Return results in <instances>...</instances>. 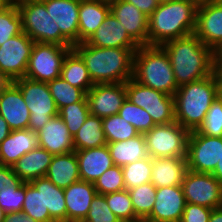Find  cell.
I'll return each mask as SVG.
<instances>
[{
    "mask_svg": "<svg viewBox=\"0 0 222 222\" xmlns=\"http://www.w3.org/2000/svg\"><path fill=\"white\" fill-rule=\"evenodd\" d=\"M161 46L169 56L178 87L210 76L216 70L215 53L194 33Z\"/></svg>",
    "mask_w": 222,
    "mask_h": 222,
    "instance_id": "cell-1",
    "label": "cell"
},
{
    "mask_svg": "<svg viewBox=\"0 0 222 222\" xmlns=\"http://www.w3.org/2000/svg\"><path fill=\"white\" fill-rule=\"evenodd\" d=\"M47 85L58 110L67 105L81 102L86 97V93L82 89L70 85L61 77L47 82Z\"/></svg>",
    "mask_w": 222,
    "mask_h": 222,
    "instance_id": "cell-35",
    "label": "cell"
},
{
    "mask_svg": "<svg viewBox=\"0 0 222 222\" xmlns=\"http://www.w3.org/2000/svg\"><path fill=\"white\" fill-rule=\"evenodd\" d=\"M24 182L18 177L11 166L0 167V191L11 186H21Z\"/></svg>",
    "mask_w": 222,
    "mask_h": 222,
    "instance_id": "cell-47",
    "label": "cell"
},
{
    "mask_svg": "<svg viewBox=\"0 0 222 222\" xmlns=\"http://www.w3.org/2000/svg\"><path fill=\"white\" fill-rule=\"evenodd\" d=\"M45 177L63 189L81 180L76 152L54 155Z\"/></svg>",
    "mask_w": 222,
    "mask_h": 222,
    "instance_id": "cell-28",
    "label": "cell"
},
{
    "mask_svg": "<svg viewBox=\"0 0 222 222\" xmlns=\"http://www.w3.org/2000/svg\"><path fill=\"white\" fill-rule=\"evenodd\" d=\"M72 48L54 43L35 42L25 77L46 83L61 77L64 58Z\"/></svg>",
    "mask_w": 222,
    "mask_h": 222,
    "instance_id": "cell-10",
    "label": "cell"
},
{
    "mask_svg": "<svg viewBox=\"0 0 222 222\" xmlns=\"http://www.w3.org/2000/svg\"><path fill=\"white\" fill-rule=\"evenodd\" d=\"M61 78L70 85L82 89L85 93L94 85L83 59L73 48L64 58Z\"/></svg>",
    "mask_w": 222,
    "mask_h": 222,
    "instance_id": "cell-30",
    "label": "cell"
},
{
    "mask_svg": "<svg viewBox=\"0 0 222 222\" xmlns=\"http://www.w3.org/2000/svg\"><path fill=\"white\" fill-rule=\"evenodd\" d=\"M11 129L5 119L0 115V144L11 133Z\"/></svg>",
    "mask_w": 222,
    "mask_h": 222,
    "instance_id": "cell-50",
    "label": "cell"
},
{
    "mask_svg": "<svg viewBox=\"0 0 222 222\" xmlns=\"http://www.w3.org/2000/svg\"><path fill=\"white\" fill-rule=\"evenodd\" d=\"M34 43L22 32L0 45V71L11 82L25 77Z\"/></svg>",
    "mask_w": 222,
    "mask_h": 222,
    "instance_id": "cell-13",
    "label": "cell"
},
{
    "mask_svg": "<svg viewBox=\"0 0 222 222\" xmlns=\"http://www.w3.org/2000/svg\"><path fill=\"white\" fill-rule=\"evenodd\" d=\"M212 209L186 203L180 222H209Z\"/></svg>",
    "mask_w": 222,
    "mask_h": 222,
    "instance_id": "cell-46",
    "label": "cell"
},
{
    "mask_svg": "<svg viewBox=\"0 0 222 222\" xmlns=\"http://www.w3.org/2000/svg\"><path fill=\"white\" fill-rule=\"evenodd\" d=\"M0 115L12 131L29 129L30 112L20 88L14 82L0 92Z\"/></svg>",
    "mask_w": 222,
    "mask_h": 222,
    "instance_id": "cell-17",
    "label": "cell"
},
{
    "mask_svg": "<svg viewBox=\"0 0 222 222\" xmlns=\"http://www.w3.org/2000/svg\"><path fill=\"white\" fill-rule=\"evenodd\" d=\"M39 145L53 155L66 154L75 151L73 137L68 131L63 119L56 115L36 132Z\"/></svg>",
    "mask_w": 222,
    "mask_h": 222,
    "instance_id": "cell-21",
    "label": "cell"
},
{
    "mask_svg": "<svg viewBox=\"0 0 222 222\" xmlns=\"http://www.w3.org/2000/svg\"><path fill=\"white\" fill-rule=\"evenodd\" d=\"M123 179L126 189H132L151 182L152 158L146 157L122 167Z\"/></svg>",
    "mask_w": 222,
    "mask_h": 222,
    "instance_id": "cell-37",
    "label": "cell"
},
{
    "mask_svg": "<svg viewBox=\"0 0 222 222\" xmlns=\"http://www.w3.org/2000/svg\"><path fill=\"white\" fill-rule=\"evenodd\" d=\"M136 6L142 13L149 17L157 8L156 0H125Z\"/></svg>",
    "mask_w": 222,
    "mask_h": 222,
    "instance_id": "cell-48",
    "label": "cell"
},
{
    "mask_svg": "<svg viewBox=\"0 0 222 222\" xmlns=\"http://www.w3.org/2000/svg\"><path fill=\"white\" fill-rule=\"evenodd\" d=\"M21 91L30 112L29 129L39 131L50 119L58 115V109L46 82L27 77L13 81Z\"/></svg>",
    "mask_w": 222,
    "mask_h": 222,
    "instance_id": "cell-8",
    "label": "cell"
},
{
    "mask_svg": "<svg viewBox=\"0 0 222 222\" xmlns=\"http://www.w3.org/2000/svg\"><path fill=\"white\" fill-rule=\"evenodd\" d=\"M1 166H4V162H3V156H2L1 147H0V167Z\"/></svg>",
    "mask_w": 222,
    "mask_h": 222,
    "instance_id": "cell-59",
    "label": "cell"
},
{
    "mask_svg": "<svg viewBox=\"0 0 222 222\" xmlns=\"http://www.w3.org/2000/svg\"><path fill=\"white\" fill-rule=\"evenodd\" d=\"M181 186L186 203L210 209L222 206V184L210 173L188 170Z\"/></svg>",
    "mask_w": 222,
    "mask_h": 222,
    "instance_id": "cell-11",
    "label": "cell"
},
{
    "mask_svg": "<svg viewBox=\"0 0 222 222\" xmlns=\"http://www.w3.org/2000/svg\"><path fill=\"white\" fill-rule=\"evenodd\" d=\"M25 200V182L0 191V207L6 212H22Z\"/></svg>",
    "mask_w": 222,
    "mask_h": 222,
    "instance_id": "cell-45",
    "label": "cell"
},
{
    "mask_svg": "<svg viewBox=\"0 0 222 222\" xmlns=\"http://www.w3.org/2000/svg\"><path fill=\"white\" fill-rule=\"evenodd\" d=\"M94 186L97 194L101 195L125 190L122 167H110L94 182Z\"/></svg>",
    "mask_w": 222,
    "mask_h": 222,
    "instance_id": "cell-42",
    "label": "cell"
},
{
    "mask_svg": "<svg viewBox=\"0 0 222 222\" xmlns=\"http://www.w3.org/2000/svg\"><path fill=\"white\" fill-rule=\"evenodd\" d=\"M105 145H107V141L103 131L102 118L89 114L85 123L73 137L75 151Z\"/></svg>",
    "mask_w": 222,
    "mask_h": 222,
    "instance_id": "cell-32",
    "label": "cell"
},
{
    "mask_svg": "<svg viewBox=\"0 0 222 222\" xmlns=\"http://www.w3.org/2000/svg\"><path fill=\"white\" fill-rule=\"evenodd\" d=\"M106 202L111 211L121 222H138L132 206L131 197L127 189L105 194Z\"/></svg>",
    "mask_w": 222,
    "mask_h": 222,
    "instance_id": "cell-40",
    "label": "cell"
},
{
    "mask_svg": "<svg viewBox=\"0 0 222 222\" xmlns=\"http://www.w3.org/2000/svg\"><path fill=\"white\" fill-rule=\"evenodd\" d=\"M3 162L13 166L22 156L35 148H39V138L30 129L13 130L0 144Z\"/></svg>",
    "mask_w": 222,
    "mask_h": 222,
    "instance_id": "cell-26",
    "label": "cell"
},
{
    "mask_svg": "<svg viewBox=\"0 0 222 222\" xmlns=\"http://www.w3.org/2000/svg\"><path fill=\"white\" fill-rule=\"evenodd\" d=\"M118 115L133 125L139 134L150 131L156 124L148 112L126 99L120 108Z\"/></svg>",
    "mask_w": 222,
    "mask_h": 222,
    "instance_id": "cell-39",
    "label": "cell"
},
{
    "mask_svg": "<svg viewBox=\"0 0 222 222\" xmlns=\"http://www.w3.org/2000/svg\"><path fill=\"white\" fill-rule=\"evenodd\" d=\"M53 154L41 147L35 148L22 156L12 167L23 182L45 177Z\"/></svg>",
    "mask_w": 222,
    "mask_h": 222,
    "instance_id": "cell-27",
    "label": "cell"
},
{
    "mask_svg": "<svg viewBox=\"0 0 222 222\" xmlns=\"http://www.w3.org/2000/svg\"><path fill=\"white\" fill-rule=\"evenodd\" d=\"M219 96L222 98V77H218Z\"/></svg>",
    "mask_w": 222,
    "mask_h": 222,
    "instance_id": "cell-57",
    "label": "cell"
},
{
    "mask_svg": "<svg viewBox=\"0 0 222 222\" xmlns=\"http://www.w3.org/2000/svg\"><path fill=\"white\" fill-rule=\"evenodd\" d=\"M149 157H183L187 158L190 131L177 121L169 124L155 125L143 134Z\"/></svg>",
    "mask_w": 222,
    "mask_h": 222,
    "instance_id": "cell-7",
    "label": "cell"
},
{
    "mask_svg": "<svg viewBox=\"0 0 222 222\" xmlns=\"http://www.w3.org/2000/svg\"><path fill=\"white\" fill-rule=\"evenodd\" d=\"M6 212L0 207V222H3L5 219Z\"/></svg>",
    "mask_w": 222,
    "mask_h": 222,
    "instance_id": "cell-58",
    "label": "cell"
},
{
    "mask_svg": "<svg viewBox=\"0 0 222 222\" xmlns=\"http://www.w3.org/2000/svg\"><path fill=\"white\" fill-rule=\"evenodd\" d=\"M73 49L83 59L94 84L125 83L133 77V56L138 48H100L81 42Z\"/></svg>",
    "mask_w": 222,
    "mask_h": 222,
    "instance_id": "cell-2",
    "label": "cell"
},
{
    "mask_svg": "<svg viewBox=\"0 0 222 222\" xmlns=\"http://www.w3.org/2000/svg\"><path fill=\"white\" fill-rule=\"evenodd\" d=\"M194 3L197 7L204 5L205 3L211 1V0H184Z\"/></svg>",
    "mask_w": 222,
    "mask_h": 222,
    "instance_id": "cell-56",
    "label": "cell"
},
{
    "mask_svg": "<svg viewBox=\"0 0 222 222\" xmlns=\"http://www.w3.org/2000/svg\"><path fill=\"white\" fill-rule=\"evenodd\" d=\"M132 78L170 96L178 89L169 56L161 45L139 46L133 56Z\"/></svg>",
    "mask_w": 222,
    "mask_h": 222,
    "instance_id": "cell-5",
    "label": "cell"
},
{
    "mask_svg": "<svg viewBox=\"0 0 222 222\" xmlns=\"http://www.w3.org/2000/svg\"><path fill=\"white\" fill-rule=\"evenodd\" d=\"M127 99L146 110L156 125L175 121L174 96L144 86L131 78L125 82Z\"/></svg>",
    "mask_w": 222,
    "mask_h": 222,
    "instance_id": "cell-9",
    "label": "cell"
},
{
    "mask_svg": "<svg viewBox=\"0 0 222 222\" xmlns=\"http://www.w3.org/2000/svg\"><path fill=\"white\" fill-rule=\"evenodd\" d=\"M194 34L214 53L222 48L221 0H211L198 7Z\"/></svg>",
    "mask_w": 222,
    "mask_h": 222,
    "instance_id": "cell-15",
    "label": "cell"
},
{
    "mask_svg": "<svg viewBox=\"0 0 222 222\" xmlns=\"http://www.w3.org/2000/svg\"><path fill=\"white\" fill-rule=\"evenodd\" d=\"M110 13L107 0H81L79 7L78 43L86 42Z\"/></svg>",
    "mask_w": 222,
    "mask_h": 222,
    "instance_id": "cell-25",
    "label": "cell"
},
{
    "mask_svg": "<svg viewBox=\"0 0 222 222\" xmlns=\"http://www.w3.org/2000/svg\"><path fill=\"white\" fill-rule=\"evenodd\" d=\"M188 170L187 158H152L151 183L156 188L182 185Z\"/></svg>",
    "mask_w": 222,
    "mask_h": 222,
    "instance_id": "cell-24",
    "label": "cell"
},
{
    "mask_svg": "<svg viewBox=\"0 0 222 222\" xmlns=\"http://www.w3.org/2000/svg\"><path fill=\"white\" fill-rule=\"evenodd\" d=\"M214 177H216L219 182L222 184V156L221 159L217 162L216 168L214 172L212 173Z\"/></svg>",
    "mask_w": 222,
    "mask_h": 222,
    "instance_id": "cell-53",
    "label": "cell"
},
{
    "mask_svg": "<svg viewBox=\"0 0 222 222\" xmlns=\"http://www.w3.org/2000/svg\"><path fill=\"white\" fill-rule=\"evenodd\" d=\"M61 34L74 46L78 44L80 0H41Z\"/></svg>",
    "mask_w": 222,
    "mask_h": 222,
    "instance_id": "cell-18",
    "label": "cell"
},
{
    "mask_svg": "<svg viewBox=\"0 0 222 222\" xmlns=\"http://www.w3.org/2000/svg\"><path fill=\"white\" fill-rule=\"evenodd\" d=\"M97 194L94 183L79 180L64 188L67 222L82 221L90 210V204Z\"/></svg>",
    "mask_w": 222,
    "mask_h": 222,
    "instance_id": "cell-22",
    "label": "cell"
},
{
    "mask_svg": "<svg viewBox=\"0 0 222 222\" xmlns=\"http://www.w3.org/2000/svg\"><path fill=\"white\" fill-rule=\"evenodd\" d=\"M209 222H222V207L212 209Z\"/></svg>",
    "mask_w": 222,
    "mask_h": 222,
    "instance_id": "cell-52",
    "label": "cell"
},
{
    "mask_svg": "<svg viewBox=\"0 0 222 222\" xmlns=\"http://www.w3.org/2000/svg\"><path fill=\"white\" fill-rule=\"evenodd\" d=\"M13 3L14 0H0V13L8 9Z\"/></svg>",
    "mask_w": 222,
    "mask_h": 222,
    "instance_id": "cell-54",
    "label": "cell"
},
{
    "mask_svg": "<svg viewBox=\"0 0 222 222\" xmlns=\"http://www.w3.org/2000/svg\"><path fill=\"white\" fill-rule=\"evenodd\" d=\"M154 207L146 222H180L185 197L181 185L156 188Z\"/></svg>",
    "mask_w": 222,
    "mask_h": 222,
    "instance_id": "cell-16",
    "label": "cell"
},
{
    "mask_svg": "<svg viewBox=\"0 0 222 222\" xmlns=\"http://www.w3.org/2000/svg\"><path fill=\"white\" fill-rule=\"evenodd\" d=\"M222 156V137L202 135L191 131L188 139V169L199 173L212 174Z\"/></svg>",
    "mask_w": 222,
    "mask_h": 222,
    "instance_id": "cell-12",
    "label": "cell"
},
{
    "mask_svg": "<svg viewBox=\"0 0 222 222\" xmlns=\"http://www.w3.org/2000/svg\"><path fill=\"white\" fill-rule=\"evenodd\" d=\"M131 197L135 216L139 220H145L154 207L156 187L151 183H145L132 189H128Z\"/></svg>",
    "mask_w": 222,
    "mask_h": 222,
    "instance_id": "cell-34",
    "label": "cell"
},
{
    "mask_svg": "<svg viewBox=\"0 0 222 222\" xmlns=\"http://www.w3.org/2000/svg\"><path fill=\"white\" fill-rule=\"evenodd\" d=\"M110 12L140 45H148V17L125 0H110Z\"/></svg>",
    "mask_w": 222,
    "mask_h": 222,
    "instance_id": "cell-19",
    "label": "cell"
},
{
    "mask_svg": "<svg viewBox=\"0 0 222 222\" xmlns=\"http://www.w3.org/2000/svg\"><path fill=\"white\" fill-rule=\"evenodd\" d=\"M102 125L107 143L125 141L139 135L136 128L118 114L102 118Z\"/></svg>",
    "mask_w": 222,
    "mask_h": 222,
    "instance_id": "cell-36",
    "label": "cell"
},
{
    "mask_svg": "<svg viewBox=\"0 0 222 222\" xmlns=\"http://www.w3.org/2000/svg\"><path fill=\"white\" fill-rule=\"evenodd\" d=\"M215 64L217 77H222V48L215 53Z\"/></svg>",
    "mask_w": 222,
    "mask_h": 222,
    "instance_id": "cell-51",
    "label": "cell"
},
{
    "mask_svg": "<svg viewBox=\"0 0 222 222\" xmlns=\"http://www.w3.org/2000/svg\"><path fill=\"white\" fill-rule=\"evenodd\" d=\"M86 43L100 48H139L140 46L111 12Z\"/></svg>",
    "mask_w": 222,
    "mask_h": 222,
    "instance_id": "cell-20",
    "label": "cell"
},
{
    "mask_svg": "<svg viewBox=\"0 0 222 222\" xmlns=\"http://www.w3.org/2000/svg\"><path fill=\"white\" fill-rule=\"evenodd\" d=\"M79 176L82 181L94 183L106 170L114 165L107 145L75 151Z\"/></svg>",
    "mask_w": 222,
    "mask_h": 222,
    "instance_id": "cell-23",
    "label": "cell"
},
{
    "mask_svg": "<svg viewBox=\"0 0 222 222\" xmlns=\"http://www.w3.org/2000/svg\"><path fill=\"white\" fill-rule=\"evenodd\" d=\"M11 81L0 71V92L10 83Z\"/></svg>",
    "mask_w": 222,
    "mask_h": 222,
    "instance_id": "cell-55",
    "label": "cell"
},
{
    "mask_svg": "<svg viewBox=\"0 0 222 222\" xmlns=\"http://www.w3.org/2000/svg\"><path fill=\"white\" fill-rule=\"evenodd\" d=\"M170 1H172V0H156V2L158 4L167 3V2H170Z\"/></svg>",
    "mask_w": 222,
    "mask_h": 222,
    "instance_id": "cell-60",
    "label": "cell"
},
{
    "mask_svg": "<svg viewBox=\"0 0 222 222\" xmlns=\"http://www.w3.org/2000/svg\"><path fill=\"white\" fill-rule=\"evenodd\" d=\"M114 165L123 167L126 164L149 157L145 138L139 134L134 138L107 143Z\"/></svg>",
    "mask_w": 222,
    "mask_h": 222,
    "instance_id": "cell-29",
    "label": "cell"
},
{
    "mask_svg": "<svg viewBox=\"0 0 222 222\" xmlns=\"http://www.w3.org/2000/svg\"><path fill=\"white\" fill-rule=\"evenodd\" d=\"M14 2L22 18V30L34 42L73 47L61 34L57 23L51 18L41 0H15Z\"/></svg>",
    "mask_w": 222,
    "mask_h": 222,
    "instance_id": "cell-6",
    "label": "cell"
},
{
    "mask_svg": "<svg viewBox=\"0 0 222 222\" xmlns=\"http://www.w3.org/2000/svg\"><path fill=\"white\" fill-rule=\"evenodd\" d=\"M86 222H121L120 219L109 208L105 196L96 194L90 204V210Z\"/></svg>",
    "mask_w": 222,
    "mask_h": 222,
    "instance_id": "cell-44",
    "label": "cell"
},
{
    "mask_svg": "<svg viewBox=\"0 0 222 222\" xmlns=\"http://www.w3.org/2000/svg\"><path fill=\"white\" fill-rule=\"evenodd\" d=\"M22 212L38 222H55L45 211L43 200V177L25 182V200Z\"/></svg>",
    "mask_w": 222,
    "mask_h": 222,
    "instance_id": "cell-31",
    "label": "cell"
},
{
    "mask_svg": "<svg viewBox=\"0 0 222 222\" xmlns=\"http://www.w3.org/2000/svg\"><path fill=\"white\" fill-rule=\"evenodd\" d=\"M3 222H38L23 212L6 213Z\"/></svg>",
    "mask_w": 222,
    "mask_h": 222,
    "instance_id": "cell-49",
    "label": "cell"
},
{
    "mask_svg": "<svg viewBox=\"0 0 222 222\" xmlns=\"http://www.w3.org/2000/svg\"><path fill=\"white\" fill-rule=\"evenodd\" d=\"M89 114L87 97L81 102L67 105L58 110V115L63 119L72 137L76 135L77 131L85 123Z\"/></svg>",
    "mask_w": 222,
    "mask_h": 222,
    "instance_id": "cell-38",
    "label": "cell"
},
{
    "mask_svg": "<svg viewBox=\"0 0 222 222\" xmlns=\"http://www.w3.org/2000/svg\"><path fill=\"white\" fill-rule=\"evenodd\" d=\"M22 32V18L14 2L8 9L0 13V45Z\"/></svg>",
    "mask_w": 222,
    "mask_h": 222,
    "instance_id": "cell-41",
    "label": "cell"
},
{
    "mask_svg": "<svg viewBox=\"0 0 222 222\" xmlns=\"http://www.w3.org/2000/svg\"><path fill=\"white\" fill-rule=\"evenodd\" d=\"M196 131L206 136L222 137V98L220 96L212 102L203 123Z\"/></svg>",
    "mask_w": 222,
    "mask_h": 222,
    "instance_id": "cell-43",
    "label": "cell"
},
{
    "mask_svg": "<svg viewBox=\"0 0 222 222\" xmlns=\"http://www.w3.org/2000/svg\"><path fill=\"white\" fill-rule=\"evenodd\" d=\"M198 7L189 1L172 0L158 4L148 17V45H162L193 34Z\"/></svg>",
    "mask_w": 222,
    "mask_h": 222,
    "instance_id": "cell-3",
    "label": "cell"
},
{
    "mask_svg": "<svg viewBox=\"0 0 222 222\" xmlns=\"http://www.w3.org/2000/svg\"><path fill=\"white\" fill-rule=\"evenodd\" d=\"M43 200L45 211H49L55 222H67L64 189L57 187L46 177H43Z\"/></svg>",
    "mask_w": 222,
    "mask_h": 222,
    "instance_id": "cell-33",
    "label": "cell"
},
{
    "mask_svg": "<svg viewBox=\"0 0 222 222\" xmlns=\"http://www.w3.org/2000/svg\"><path fill=\"white\" fill-rule=\"evenodd\" d=\"M218 96L216 70L210 76L178 87L174 94L175 121L190 132L197 130Z\"/></svg>",
    "mask_w": 222,
    "mask_h": 222,
    "instance_id": "cell-4",
    "label": "cell"
},
{
    "mask_svg": "<svg viewBox=\"0 0 222 222\" xmlns=\"http://www.w3.org/2000/svg\"><path fill=\"white\" fill-rule=\"evenodd\" d=\"M91 115L99 118L118 114L127 99L125 83H98L86 93Z\"/></svg>",
    "mask_w": 222,
    "mask_h": 222,
    "instance_id": "cell-14",
    "label": "cell"
}]
</instances>
